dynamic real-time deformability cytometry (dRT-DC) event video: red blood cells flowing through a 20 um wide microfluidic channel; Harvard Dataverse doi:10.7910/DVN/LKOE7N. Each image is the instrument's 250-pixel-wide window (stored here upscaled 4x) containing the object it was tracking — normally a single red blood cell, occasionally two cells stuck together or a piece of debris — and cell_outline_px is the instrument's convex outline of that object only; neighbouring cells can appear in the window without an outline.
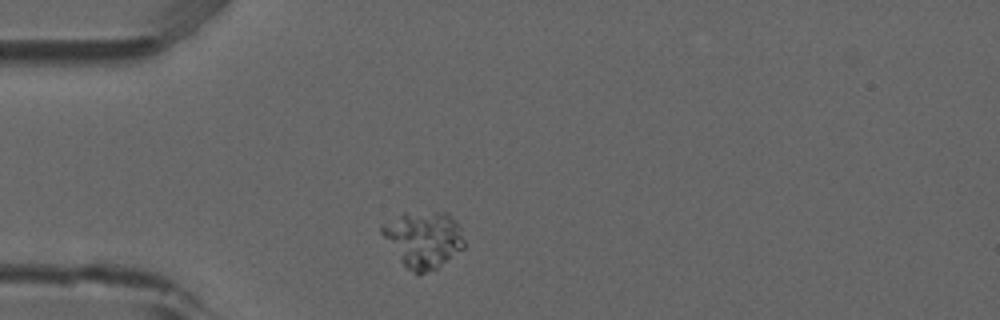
{"species": "common noctule bat (a hibernating species)", "species_latin": "Nyctalus noctula", "temperature_condition": "room temperature", "stored_images_in_passage": 4, "camera_frame_rate_fps": 3000, "um_per_image_px": 0.085, "animal": {"sex": "male", "forearm_length_mm": 52.5}, "frame": {"image": 1, "passage_image": 1, "time_ms": 0.0, "image_size_px": [1000, 320], "cell_outline_px": [[464, 248], [436, 268], [420, 276], [412, 272], [400, 260], [380, 232], [380, 224], [404, 212], [444, 212], [452, 216], [456, 220], [460, 228], [464, 240]], "centroid_in_image_um": [35.98, 20.33], "position_along_channel_um": 49.0, "area_um2": 27.11}}
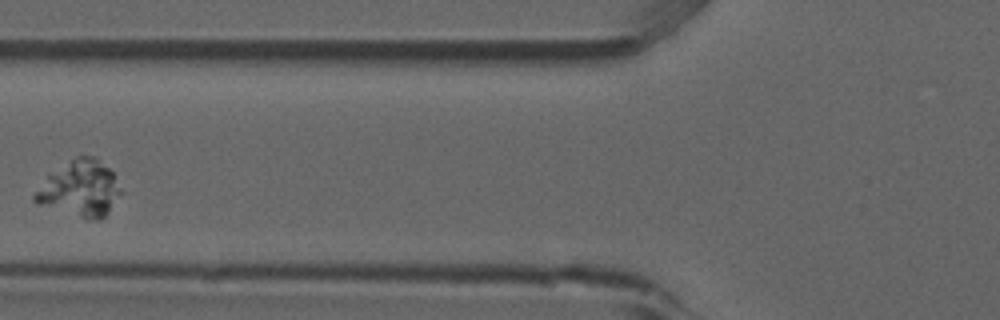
{"frame": {"image": 2, "passage_image": 3, "time_ms": 0.667, "image_size_px": [1000, 320], "cell_outline_px": [[124, 192], [108, 212], [100, 220], [96, 220], [80, 216], [36, 204], [32, 200], [32, 196], [48, 172], [76, 156], [96, 156], [112, 172]], "centroid_in_image_um": [6.79, 16.01], "position_along_channel_um": 119.0, "area_um2": 28.26}}
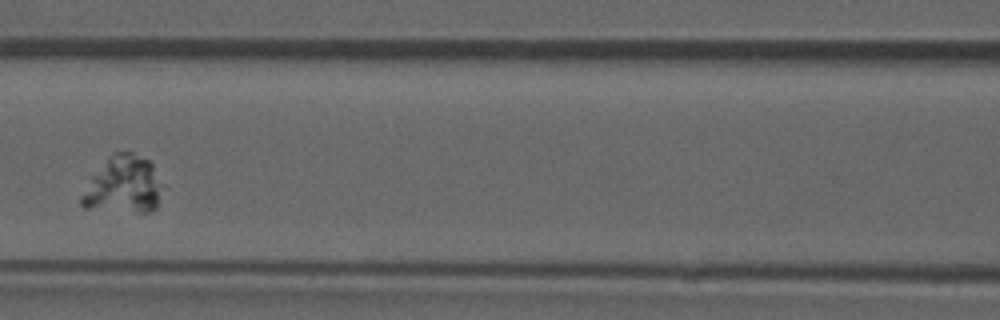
{"frame": {"image": 3, "passage_image": 4, "time_ms": 1.0, "image_size_px": [1000, 320], "cell_outline_px": [[164, 184], [156, 208], [152, 212], [136, 212], [84, 208], [80, 204], [80, 196], [88, 176], [112, 152], [132, 152], [148, 160], [152, 164]], "centroid_in_image_um": [10.45, 15.71], "position_along_channel_um": 156.2, "area_um2": 27.8}}